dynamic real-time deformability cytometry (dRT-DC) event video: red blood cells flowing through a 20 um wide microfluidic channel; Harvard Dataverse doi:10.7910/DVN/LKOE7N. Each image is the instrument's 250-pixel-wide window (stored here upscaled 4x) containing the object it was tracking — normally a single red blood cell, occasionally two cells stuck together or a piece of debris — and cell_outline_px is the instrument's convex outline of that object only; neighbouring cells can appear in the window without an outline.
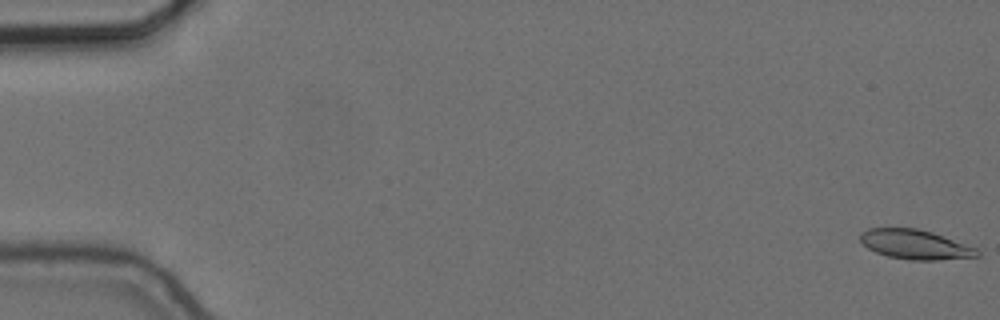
{"species": "common noctule bat (a hibernating species)", "species_latin": "Nyctalus noctula", "temperature_condition": "cold", "stored_images_in_passage": 57, "camera_frame_rate_fps": 3000, "um_per_image_px": 0.085, "animal": {"sex": "female", "body_mass_g": 24.6, "forearm_length_mm": 56.2}, "frame": {"image": 1, "passage_image": 1, "time_ms": 0.0, "image_size_px": [1000, 320], "cell_outline_px": [[980, 256], [936, 260], [912, 260], [888, 256], [876, 252], [868, 248], [860, 240], [860, 232], [868, 228], [916, 228], [932, 232], [976, 248], [980, 252]], "centroid_in_image_um": [77.77, 20.78], "position_along_channel_um": 7.2, "area_um2": 19.94}}
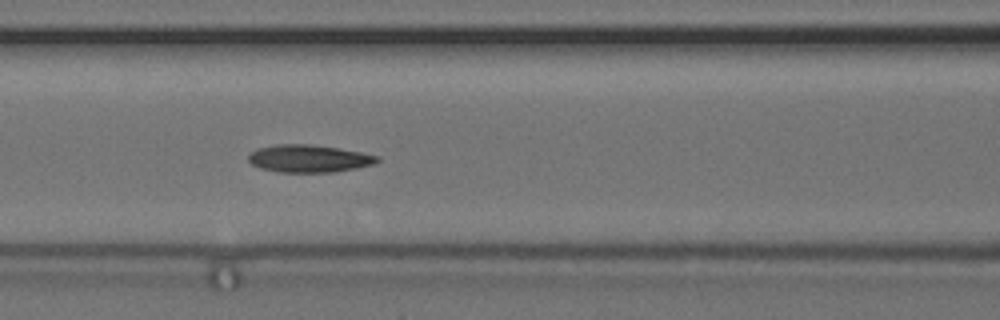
{"frame": {"image": 2, "passage_image": 25, "time_ms": 8.0, "image_size_px": [1000, 320], "cell_outline_px": [[380, 160], [372, 164], [356, 168], [332, 172], [276, 172], [260, 168], [252, 164], [248, 160], [248, 156], [256, 148], [276, 144], [312, 144], [360, 152], [380, 156]], "centroid_in_image_um": [26.23, 13.47], "position_along_channel_um": 140.4, "area_um2": 20.63}}
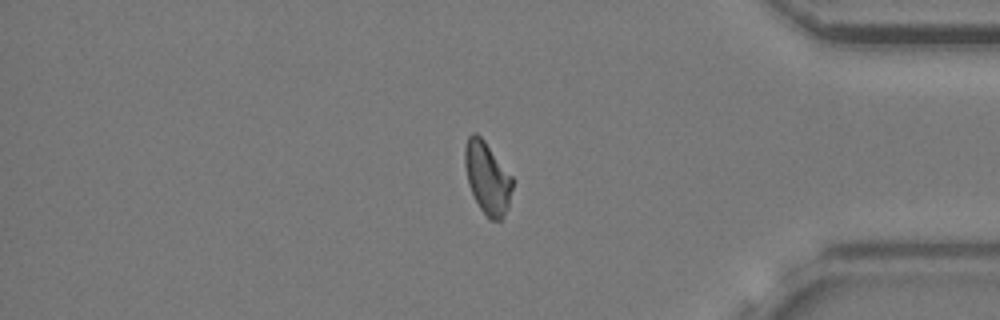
{"frame": {"image": 3, "passage_image": 48, "time_ms": 15.667, "image_size_px": [1000, 320], "cell_outline_px": [[512, 188], [508, 208], [504, 216], [500, 220], [488, 220], [480, 208], [468, 184], [464, 164], [464, 148], [468, 136], [472, 132], [476, 132], [484, 140], [512, 176]], "centroid_in_image_um": [41.41, 15.12], "position_along_channel_um": 393.8, "area_um2": 20.0}, "authors_computed_cell_mechanics": {"area_um2": 19.9988, "velocity_mm_per_s": 3.6392, "shape_relaxation_time_tau1_ms": 9.2264, "shape_relaxation_time_tau2_ms": 3.6546, "deformation_change_tau1": 0.182, "deformation_change_tau2": 0.11}}